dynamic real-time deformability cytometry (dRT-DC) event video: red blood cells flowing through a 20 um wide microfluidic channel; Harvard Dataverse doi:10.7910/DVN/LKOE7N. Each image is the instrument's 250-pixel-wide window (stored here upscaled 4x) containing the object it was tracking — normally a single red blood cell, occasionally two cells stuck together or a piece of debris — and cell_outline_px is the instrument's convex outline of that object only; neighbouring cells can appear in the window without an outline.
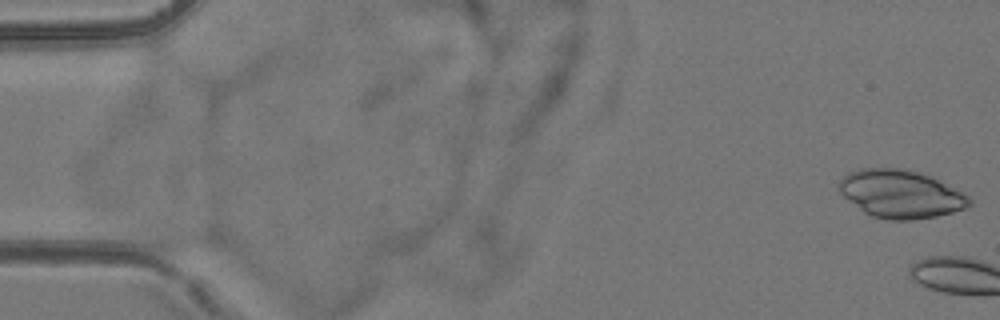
{"species": "common noctule bat (a hibernating species)", "species_latin": "Nyctalus noctula", "temperature_condition": "room temperature", "stored_images_in_passage": 4, "camera_frame_rate_fps": 3000, "um_per_image_px": 0.085, "animal": {"sex": "female", "body_mass_g": 24.6, "forearm_length_mm": 56.2}, "frame": {"image": 1, "passage_image": 1, "time_ms": 0.0, "image_size_px": [1000, 320], "cell_outline_px": [[972, 204], [968, 208], [936, 216], [912, 220], [888, 220], [872, 216], [864, 212], [844, 196], [840, 192], [836, 184], [848, 172], [860, 168], [904, 168], [920, 172], [932, 176], [940, 180], [968, 196], [972, 200]], "centroid_in_image_um": [76.56, 16.48], "position_along_channel_um": 8.4, "area_um2": 36.65}}